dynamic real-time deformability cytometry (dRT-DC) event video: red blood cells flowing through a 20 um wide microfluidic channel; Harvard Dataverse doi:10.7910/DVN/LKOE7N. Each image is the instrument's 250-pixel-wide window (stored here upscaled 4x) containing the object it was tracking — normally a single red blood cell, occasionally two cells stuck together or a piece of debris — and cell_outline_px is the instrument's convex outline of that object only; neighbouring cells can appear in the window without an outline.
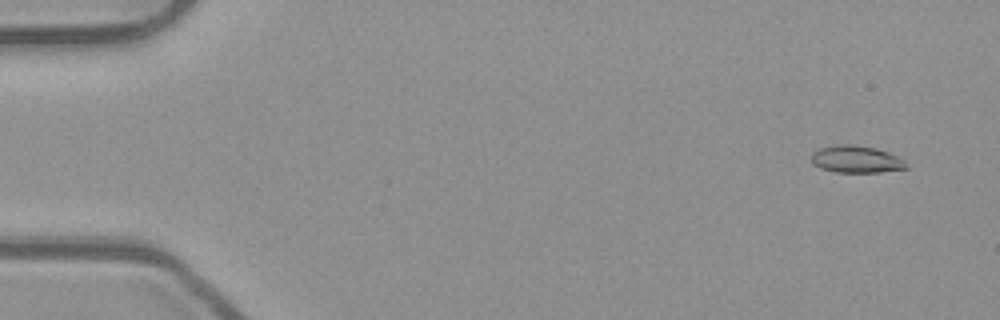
{"species": "common noctule bat (a hibernating species)", "species_latin": "Nyctalus noctula", "temperature_condition": "room temperature", "stored_images_in_passage": 53, "camera_frame_rate_fps": 3000, "um_per_image_px": 0.085, "animal": {"sex": "male", "body_mass_g": 23.1, "forearm_length_mm": 52.7}, "frame": {"image": 1, "passage_image": 4, "time_ms": 1.0, "image_size_px": [1000, 320], "cell_outline_px": [[908, 168], [880, 172], [836, 172], [820, 168], [812, 164], [812, 152], [820, 148], [836, 144], [852, 144], [876, 148], [900, 156], [908, 164]], "centroid_in_image_um": [72.8, 13.53], "position_along_channel_um": 12.2, "area_um2": 15.2}}
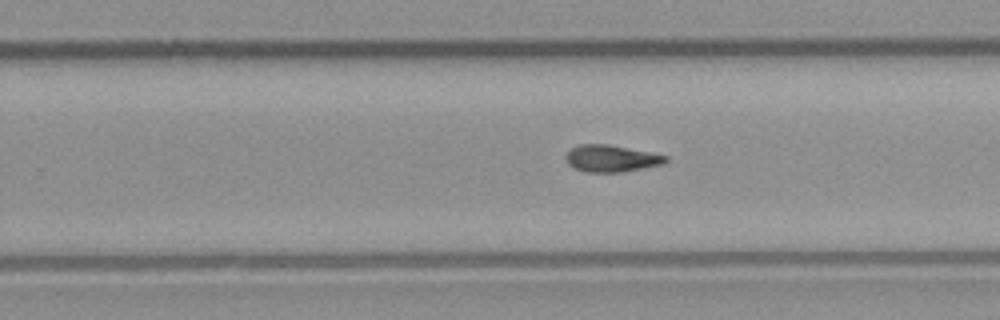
{"frame": {"image": 2, "passage_image": 34, "time_ms": 11.0, "image_size_px": [1000, 320], "cell_outline_px": [[668, 160], [664, 164], [620, 172], [588, 172], [572, 168], [564, 160], [564, 156], [572, 148], [580, 144], [608, 144], [668, 156]], "centroid_in_image_um": [51.92, 13.47], "position_along_channel_um": 277.9, "area_um2": 15.61}}
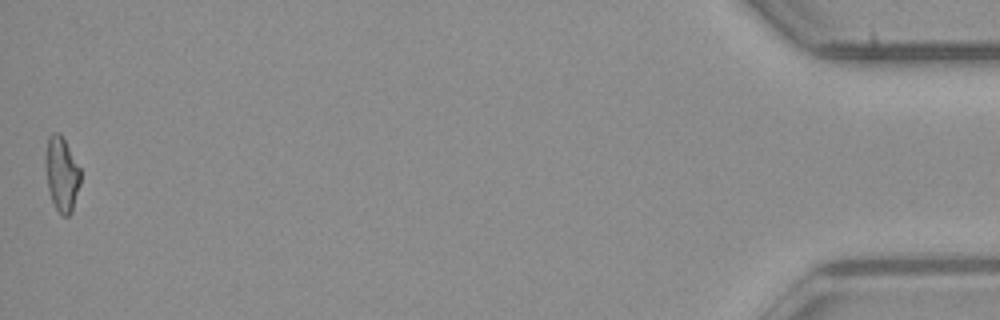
{"frame": {"image": 3, "passage_image": 53, "time_ms": 17.333, "image_size_px": [1000, 320], "cell_outline_px": [[80, 184], [72, 212], [68, 216], [64, 216], [56, 208], [52, 200], [48, 188], [44, 168], [44, 156], [48, 136], [52, 132], [60, 132], [80, 168]], "centroid_in_image_um": [5.22, 14.75], "position_along_channel_um": 430.0, "area_um2": 15.37}, "authors_computed_cell_mechanics": {"area_um2": 15.3748, "velocity_mm_per_s": 3.9854, "shape_relaxation_time_tau1_ms": null, "shape_relaxation_time_tau2_ms": 9.2313, "deformation_change_tau1": null, "deformation_change_tau2": 0.1979}}